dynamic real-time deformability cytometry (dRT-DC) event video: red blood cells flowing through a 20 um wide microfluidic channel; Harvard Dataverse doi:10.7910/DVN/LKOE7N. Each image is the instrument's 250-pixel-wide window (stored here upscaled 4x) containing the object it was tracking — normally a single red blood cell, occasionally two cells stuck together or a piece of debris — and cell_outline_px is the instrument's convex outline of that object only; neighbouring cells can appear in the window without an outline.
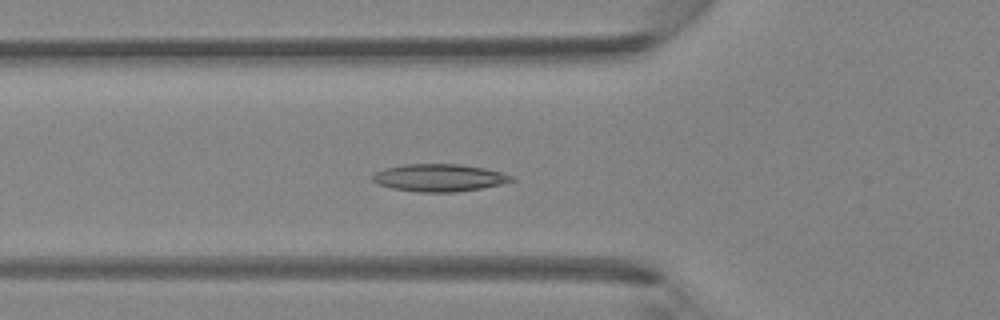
{"species": "Egyptian fruit bat (a non-hibernating species)", "species_latin": "Rousettus aegyptiacus", "temperature_condition": "room temperature", "stored_images_in_passage": 30, "camera_frame_rate_fps": 3000, "um_per_image_px": 0.085, "animal": {"sex": "female"}, "frame": {"image": 1, "passage_image": 2, "time_ms": 0.333, "image_size_px": [1000, 320], "cell_outline_px": [[516, 180], [500, 184], [480, 188], [456, 192], [416, 192], [392, 188], [376, 184], [372, 180], [372, 176], [376, 172], [384, 168], [404, 164], [460, 164], [484, 168], [516, 176]], "centroid_in_image_um": [37.32, 15.11], "position_along_channel_um": 88.5, "area_um2": 22.31}}
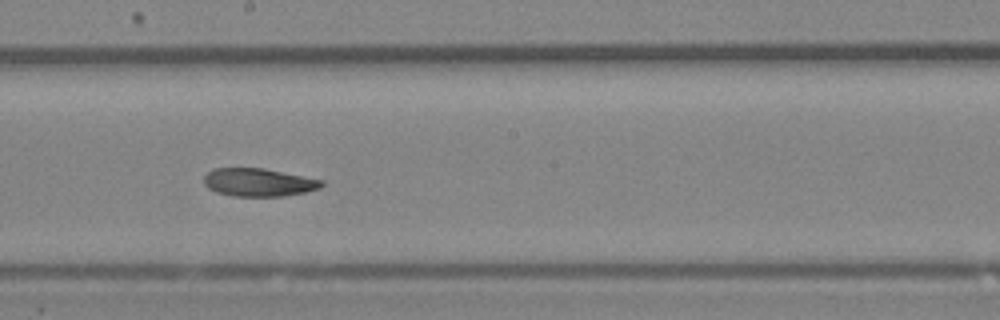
{"frame": {"image": 2, "passage_image": 11, "time_ms": 3.333, "image_size_px": [1000, 320], "cell_outline_px": [[324, 184], [320, 188], [304, 192], [284, 196], [232, 196], [216, 192], [208, 188], [204, 184], [204, 176], [212, 168], [264, 168], [324, 180]], "centroid_in_image_um": [21.97, 15.49], "position_along_channel_um": 226.2, "area_um2": 19.31}}
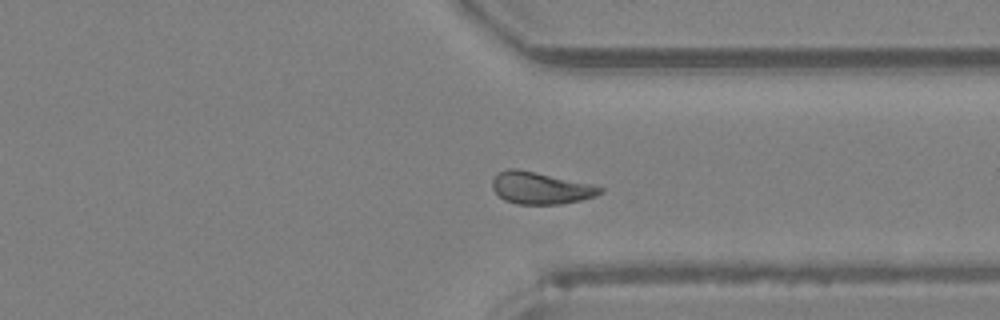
{"frame": {"image": 3, "passage_image": 20, "time_ms": 6.333, "image_size_px": [1000, 320], "cell_outline_px": [[604, 192], [596, 196], [580, 200], [560, 204], [516, 204], [504, 200], [492, 188], [492, 180], [496, 172], [508, 168], [516, 168], [596, 184], [604, 188]], "centroid_in_image_um": [45.97, 15.97], "position_along_channel_um": 365.4, "area_um2": 20.46}}